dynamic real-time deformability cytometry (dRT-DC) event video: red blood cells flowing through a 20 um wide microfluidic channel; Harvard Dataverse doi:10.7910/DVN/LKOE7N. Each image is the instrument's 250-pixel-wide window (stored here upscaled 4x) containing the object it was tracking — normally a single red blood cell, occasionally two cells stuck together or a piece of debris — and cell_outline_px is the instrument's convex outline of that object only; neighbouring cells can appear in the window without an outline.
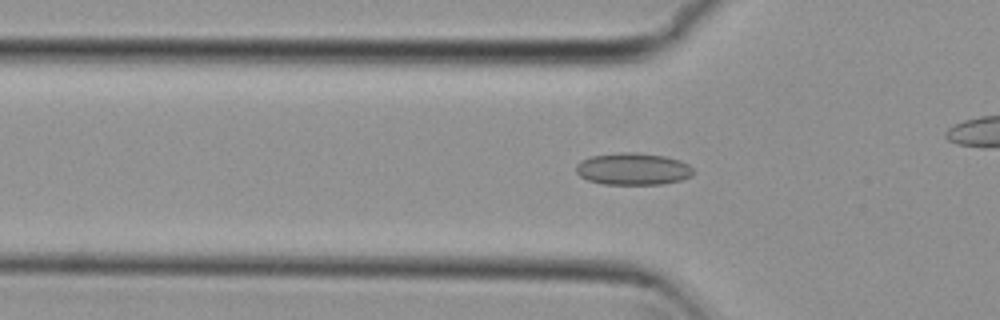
{"species": "common noctule bat (a hibernating species)", "species_latin": "Nyctalus noctula", "temperature_condition": "cold", "stored_images_in_passage": 43, "camera_frame_rate_fps": 3000, "um_per_image_px": 0.085, "animal": {"sex": "female", "body_mass_g": 29.2, "forearm_length_mm": 56.3}, "frame": {"image": 1, "passage_image": 17, "time_ms": 5.333, "image_size_px": [1000, 320], "cell_outline_px": [[692, 176], [680, 180], [664, 184], [604, 184], [588, 180], [580, 176], [576, 172], [576, 164], [580, 160], [592, 156], [620, 152], [636, 152], [664, 156], [680, 160], [688, 164], [692, 168]], "centroid_in_image_um": [53.79, 14.36], "position_along_channel_um": 72.0, "area_um2": 21.91}}
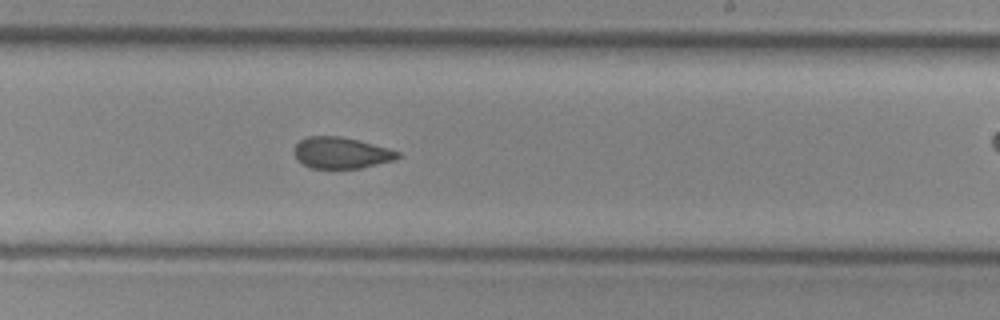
{"frame": {"image": 2, "passage_image": 32, "time_ms": 10.333, "image_size_px": [1000, 320], "cell_outline_px": [[400, 156], [396, 160], [360, 168], [312, 168], [304, 164], [296, 156], [296, 144], [300, 140], [308, 136], [340, 136], [388, 148], [400, 152]], "centroid_in_image_um": [29.04, 12.99], "position_along_channel_um": 260.0, "area_um2": 18.55}}
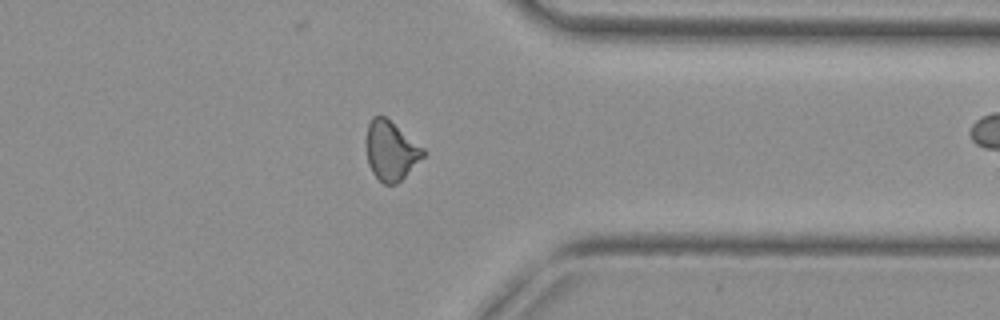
{"frame": {"image": 3, "passage_image": 42, "time_ms": 13.667, "image_size_px": [1000, 320], "cell_outline_px": [[424, 156], [396, 184], [384, 184], [372, 172], [368, 164], [368, 124], [372, 116], [384, 116], [424, 148]], "centroid_in_image_um": [33.23, 12.81], "position_along_channel_um": 378.2, "area_um2": 18.96}}